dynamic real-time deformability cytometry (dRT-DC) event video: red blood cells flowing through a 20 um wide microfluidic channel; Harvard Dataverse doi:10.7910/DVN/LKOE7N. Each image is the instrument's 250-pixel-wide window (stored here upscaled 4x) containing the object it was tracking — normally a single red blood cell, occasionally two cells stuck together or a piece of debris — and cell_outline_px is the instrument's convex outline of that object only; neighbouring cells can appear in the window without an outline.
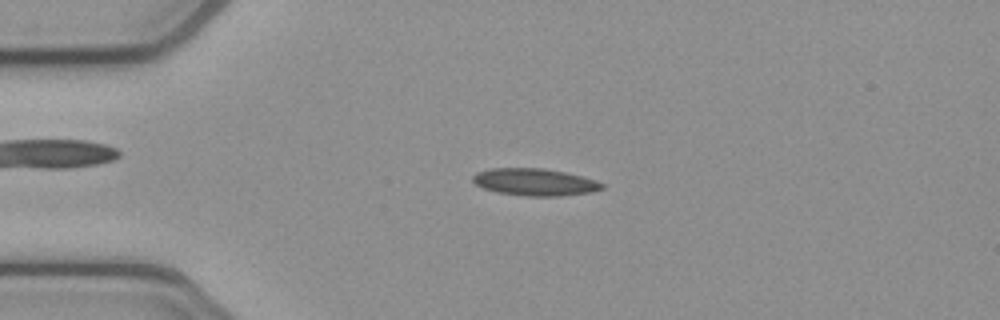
{"species": "common noctule bat (a hibernating species)", "species_latin": "Nyctalus noctula", "temperature_condition": "cold", "stored_images_in_passage": 5, "camera_frame_rate_fps": 3000, "um_per_image_px": 0.085, "animal": {"sex": "female", "body_mass_g": 21.9}, "frame": {"image": 1, "passage_image": 2, "time_ms": 0.333, "image_size_px": [1000, 320], "cell_outline_px": [[604, 188], [592, 192], [560, 196], [524, 196], [496, 192], [484, 188], [476, 184], [472, 180], [472, 176], [476, 172], [488, 168], [544, 168], [564, 172], [596, 180], [604, 184]], "centroid_in_image_um": [45.44, 15.47], "position_along_channel_um": 39.6, "area_um2": 20.52}}
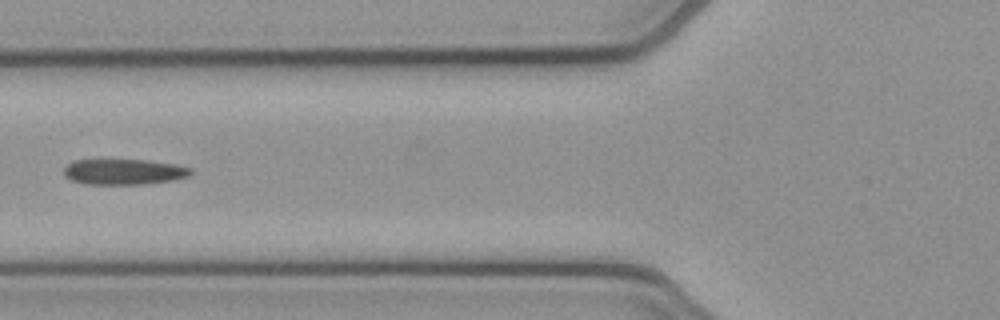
{"frame": {"image": 2, "passage_image": 4, "time_ms": 1.0, "image_size_px": [1000, 320], "cell_outline_px": [[192, 176], [172, 180], [144, 184], [84, 184], [72, 180], [64, 176], [64, 168], [68, 164], [76, 160], [148, 160], [176, 164], [192, 168]], "centroid_in_image_um": [10.57, 14.6], "position_along_channel_um": 115.2, "area_um2": 19.02}}
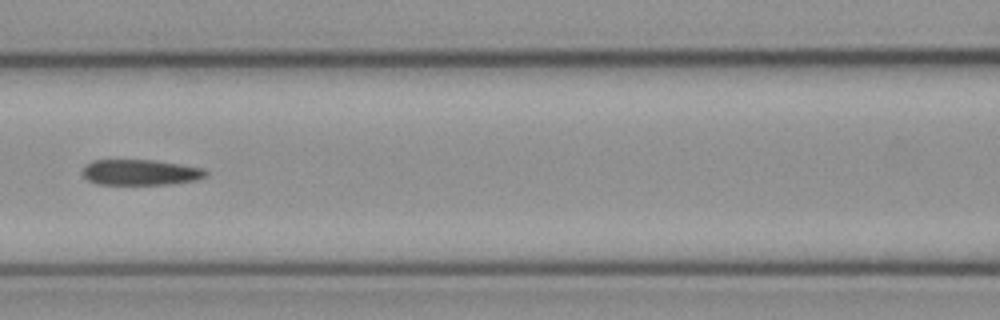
{"frame": {"image": 3, "passage_image": 5, "time_ms": 1.333, "image_size_px": [1000, 320], "cell_outline_px": [[208, 176], [196, 180], [172, 184], [96, 184], [88, 180], [80, 172], [92, 160], [152, 160], [180, 164], [204, 168], [208, 172]], "centroid_in_image_um": [11.96, 14.65], "position_along_channel_um": 154.6, "area_um2": 18.5}}